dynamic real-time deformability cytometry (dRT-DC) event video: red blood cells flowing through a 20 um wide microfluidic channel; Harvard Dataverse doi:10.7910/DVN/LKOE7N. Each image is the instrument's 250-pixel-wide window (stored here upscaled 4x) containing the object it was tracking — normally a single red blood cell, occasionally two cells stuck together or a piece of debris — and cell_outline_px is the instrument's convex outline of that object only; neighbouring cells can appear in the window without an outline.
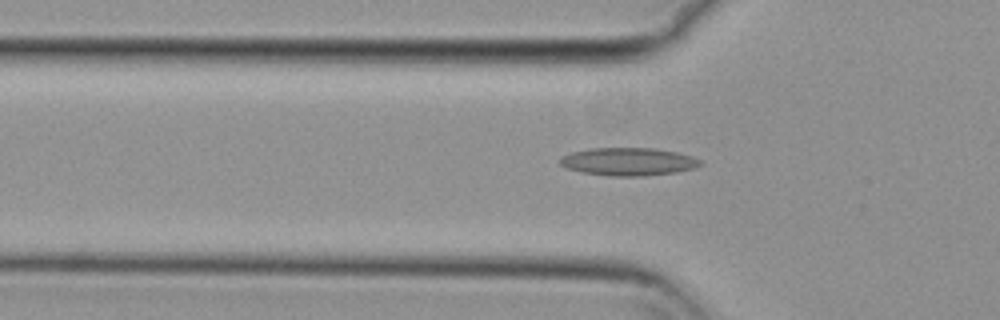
{"species": "common noctule bat (a hibernating species)", "species_latin": "Nyctalus noctula", "temperature_condition": "cold", "stored_images_in_passage": 47, "camera_frame_rate_fps": 3000, "um_per_image_px": 0.085, "animal": {"sex": "female", "body_mass_g": 29.2, "forearm_length_mm": 56.3}, "frame": {"image": 1, "passage_image": 17, "time_ms": 5.333, "image_size_px": [1000, 320], "cell_outline_px": [[704, 164], [696, 168], [676, 172], [644, 176], [608, 176], [584, 172], [568, 168], [560, 164], [560, 156], [572, 152], [588, 148], [652, 148], [676, 152], [692, 156], [700, 160]], "centroid_in_image_um": [53.43, 13.74], "position_along_channel_um": 72.4, "area_um2": 22.83}}
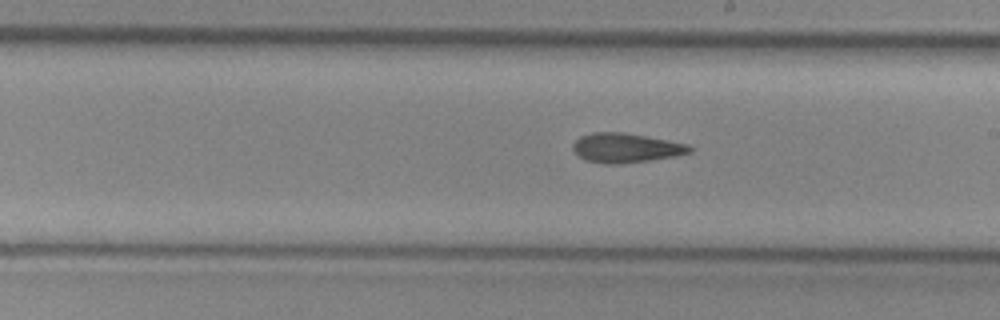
{"frame": {"image": 2, "passage_image": 30, "time_ms": 9.667, "image_size_px": [1000, 320], "cell_outline_px": [[692, 152], [676, 156], [620, 164], [604, 164], [584, 160], [576, 156], [572, 148], [572, 144], [580, 136], [592, 132], [624, 132], [688, 144], [692, 148]], "centroid_in_image_um": [53.14, 12.57], "position_along_channel_um": 235.9, "area_um2": 20.17}}
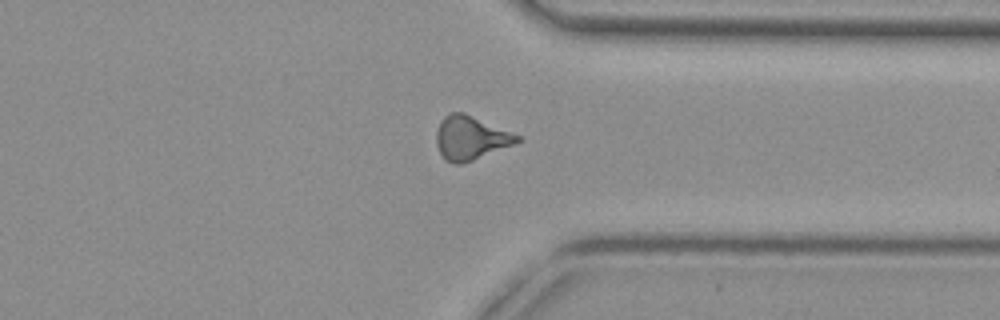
{"frame": {"image": 3, "passage_image": 41, "time_ms": 13.333, "image_size_px": [1000, 320], "cell_outline_px": [[524, 140], [516, 144], [472, 160], [460, 164], [452, 164], [444, 160], [436, 144], [436, 132], [440, 120], [444, 116], [452, 112], [464, 112], [520, 136]], "centroid_in_image_um": [39.99, 11.73], "position_along_channel_um": 371.4, "area_um2": 20.69}, "authors_computed_cell_mechanics": {"area_um2": 20.4612, "velocity_mm_per_s": 3.7592, "shape_relaxation_time_tau1_ms": null, "shape_relaxation_time_tau2_ms": 4.8807, "deformation_change_tau1": null, "deformation_change_tau2": 0.1578}}